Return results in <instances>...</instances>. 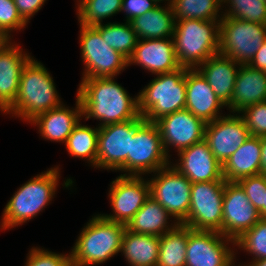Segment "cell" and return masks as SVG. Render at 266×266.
Wrapping results in <instances>:
<instances>
[{"label": "cell", "instance_id": "obj_21", "mask_svg": "<svg viewBox=\"0 0 266 266\" xmlns=\"http://www.w3.org/2000/svg\"><path fill=\"white\" fill-rule=\"evenodd\" d=\"M32 57L11 43L0 52V111L5 112L15 101L24 66Z\"/></svg>", "mask_w": 266, "mask_h": 266}, {"label": "cell", "instance_id": "obj_48", "mask_svg": "<svg viewBox=\"0 0 266 266\" xmlns=\"http://www.w3.org/2000/svg\"><path fill=\"white\" fill-rule=\"evenodd\" d=\"M217 2L220 4V5H223L227 2V0H217Z\"/></svg>", "mask_w": 266, "mask_h": 266}, {"label": "cell", "instance_id": "obj_8", "mask_svg": "<svg viewBox=\"0 0 266 266\" xmlns=\"http://www.w3.org/2000/svg\"><path fill=\"white\" fill-rule=\"evenodd\" d=\"M80 47L85 70L82 79L115 77L128 60L108 46L94 26L80 24Z\"/></svg>", "mask_w": 266, "mask_h": 266}, {"label": "cell", "instance_id": "obj_5", "mask_svg": "<svg viewBox=\"0 0 266 266\" xmlns=\"http://www.w3.org/2000/svg\"><path fill=\"white\" fill-rule=\"evenodd\" d=\"M220 21L178 20L173 33L179 65L196 69L219 50Z\"/></svg>", "mask_w": 266, "mask_h": 266}, {"label": "cell", "instance_id": "obj_16", "mask_svg": "<svg viewBox=\"0 0 266 266\" xmlns=\"http://www.w3.org/2000/svg\"><path fill=\"white\" fill-rule=\"evenodd\" d=\"M249 136V130L240 114H230L206 123L204 140L214 157L223 165Z\"/></svg>", "mask_w": 266, "mask_h": 266}, {"label": "cell", "instance_id": "obj_18", "mask_svg": "<svg viewBox=\"0 0 266 266\" xmlns=\"http://www.w3.org/2000/svg\"><path fill=\"white\" fill-rule=\"evenodd\" d=\"M179 163L173 164L191 183L225 181L222 164L214 157L208 143L203 140L178 152Z\"/></svg>", "mask_w": 266, "mask_h": 266}, {"label": "cell", "instance_id": "obj_22", "mask_svg": "<svg viewBox=\"0 0 266 266\" xmlns=\"http://www.w3.org/2000/svg\"><path fill=\"white\" fill-rule=\"evenodd\" d=\"M81 116L82 104L77 96L75 109L71 110L62 104L37 115L29 123L38 125L39 133L44 139L66 143L74 127L81 122Z\"/></svg>", "mask_w": 266, "mask_h": 266}, {"label": "cell", "instance_id": "obj_43", "mask_svg": "<svg viewBox=\"0 0 266 266\" xmlns=\"http://www.w3.org/2000/svg\"><path fill=\"white\" fill-rule=\"evenodd\" d=\"M261 174L266 175V136L261 137Z\"/></svg>", "mask_w": 266, "mask_h": 266}, {"label": "cell", "instance_id": "obj_32", "mask_svg": "<svg viewBox=\"0 0 266 266\" xmlns=\"http://www.w3.org/2000/svg\"><path fill=\"white\" fill-rule=\"evenodd\" d=\"M101 34L103 40L112 49L119 52L127 60L136 47L138 38L130 22L98 24L94 26Z\"/></svg>", "mask_w": 266, "mask_h": 266}, {"label": "cell", "instance_id": "obj_39", "mask_svg": "<svg viewBox=\"0 0 266 266\" xmlns=\"http://www.w3.org/2000/svg\"><path fill=\"white\" fill-rule=\"evenodd\" d=\"M27 22L21 17L13 0H0V28L7 34L25 28Z\"/></svg>", "mask_w": 266, "mask_h": 266}, {"label": "cell", "instance_id": "obj_4", "mask_svg": "<svg viewBox=\"0 0 266 266\" xmlns=\"http://www.w3.org/2000/svg\"><path fill=\"white\" fill-rule=\"evenodd\" d=\"M59 173L58 167H52L22 185L4 208L1 229L20 226L44 210L55 195Z\"/></svg>", "mask_w": 266, "mask_h": 266}, {"label": "cell", "instance_id": "obj_20", "mask_svg": "<svg viewBox=\"0 0 266 266\" xmlns=\"http://www.w3.org/2000/svg\"><path fill=\"white\" fill-rule=\"evenodd\" d=\"M224 106L202 74L197 69H187L185 109L209 123L222 117L220 109Z\"/></svg>", "mask_w": 266, "mask_h": 266}, {"label": "cell", "instance_id": "obj_41", "mask_svg": "<svg viewBox=\"0 0 266 266\" xmlns=\"http://www.w3.org/2000/svg\"><path fill=\"white\" fill-rule=\"evenodd\" d=\"M46 0H13L19 14L28 23L30 18L38 12Z\"/></svg>", "mask_w": 266, "mask_h": 266}, {"label": "cell", "instance_id": "obj_30", "mask_svg": "<svg viewBox=\"0 0 266 266\" xmlns=\"http://www.w3.org/2000/svg\"><path fill=\"white\" fill-rule=\"evenodd\" d=\"M98 134L99 126L92 128L78 123L65 143L67 152L71 156L87 159L97 168Z\"/></svg>", "mask_w": 266, "mask_h": 266}, {"label": "cell", "instance_id": "obj_42", "mask_svg": "<svg viewBox=\"0 0 266 266\" xmlns=\"http://www.w3.org/2000/svg\"><path fill=\"white\" fill-rule=\"evenodd\" d=\"M249 65L255 69L264 70L266 72V41L254 55Z\"/></svg>", "mask_w": 266, "mask_h": 266}, {"label": "cell", "instance_id": "obj_11", "mask_svg": "<svg viewBox=\"0 0 266 266\" xmlns=\"http://www.w3.org/2000/svg\"><path fill=\"white\" fill-rule=\"evenodd\" d=\"M154 174V178L147 180L150 196L181 224L188 217L190 210L191 181L172 164Z\"/></svg>", "mask_w": 266, "mask_h": 266}, {"label": "cell", "instance_id": "obj_7", "mask_svg": "<svg viewBox=\"0 0 266 266\" xmlns=\"http://www.w3.org/2000/svg\"><path fill=\"white\" fill-rule=\"evenodd\" d=\"M265 41L266 25L224 15L220 20L218 54L240 65H249Z\"/></svg>", "mask_w": 266, "mask_h": 266}, {"label": "cell", "instance_id": "obj_2", "mask_svg": "<svg viewBox=\"0 0 266 266\" xmlns=\"http://www.w3.org/2000/svg\"><path fill=\"white\" fill-rule=\"evenodd\" d=\"M62 104L52 76L41 62L32 57L22 71L17 97L4 113L30 122L37 115Z\"/></svg>", "mask_w": 266, "mask_h": 266}, {"label": "cell", "instance_id": "obj_15", "mask_svg": "<svg viewBox=\"0 0 266 266\" xmlns=\"http://www.w3.org/2000/svg\"><path fill=\"white\" fill-rule=\"evenodd\" d=\"M259 211L237 182L225 181L222 235L236 241L260 220Z\"/></svg>", "mask_w": 266, "mask_h": 266}, {"label": "cell", "instance_id": "obj_14", "mask_svg": "<svg viewBox=\"0 0 266 266\" xmlns=\"http://www.w3.org/2000/svg\"><path fill=\"white\" fill-rule=\"evenodd\" d=\"M150 197L148 181L141 176L120 175L111 182L109 200L114 214H102L113 222L127 225Z\"/></svg>", "mask_w": 266, "mask_h": 266}, {"label": "cell", "instance_id": "obj_38", "mask_svg": "<svg viewBox=\"0 0 266 266\" xmlns=\"http://www.w3.org/2000/svg\"><path fill=\"white\" fill-rule=\"evenodd\" d=\"M28 254L25 266H71L70 253L63 255L32 247Z\"/></svg>", "mask_w": 266, "mask_h": 266}, {"label": "cell", "instance_id": "obj_19", "mask_svg": "<svg viewBox=\"0 0 266 266\" xmlns=\"http://www.w3.org/2000/svg\"><path fill=\"white\" fill-rule=\"evenodd\" d=\"M133 63L155 75L170 73L181 68L177 61L173 37L138 39L128 59V66Z\"/></svg>", "mask_w": 266, "mask_h": 266}, {"label": "cell", "instance_id": "obj_45", "mask_svg": "<svg viewBox=\"0 0 266 266\" xmlns=\"http://www.w3.org/2000/svg\"><path fill=\"white\" fill-rule=\"evenodd\" d=\"M250 263L247 266H266V258H263V259H260V260H253Z\"/></svg>", "mask_w": 266, "mask_h": 266}, {"label": "cell", "instance_id": "obj_49", "mask_svg": "<svg viewBox=\"0 0 266 266\" xmlns=\"http://www.w3.org/2000/svg\"><path fill=\"white\" fill-rule=\"evenodd\" d=\"M234 263H235V262H233V263H232L230 266H233V265L235 266V264H234ZM238 266H240V265H238ZM241 266H242V265H241ZM244 266H247V265H244Z\"/></svg>", "mask_w": 266, "mask_h": 266}, {"label": "cell", "instance_id": "obj_40", "mask_svg": "<svg viewBox=\"0 0 266 266\" xmlns=\"http://www.w3.org/2000/svg\"><path fill=\"white\" fill-rule=\"evenodd\" d=\"M157 6L158 4L154 0H122L121 11L126 13V21L130 22Z\"/></svg>", "mask_w": 266, "mask_h": 266}, {"label": "cell", "instance_id": "obj_9", "mask_svg": "<svg viewBox=\"0 0 266 266\" xmlns=\"http://www.w3.org/2000/svg\"><path fill=\"white\" fill-rule=\"evenodd\" d=\"M224 187L225 181L192 183L190 210L181 224L222 234Z\"/></svg>", "mask_w": 266, "mask_h": 266}, {"label": "cell", "instance_id": "obj_46", "mask_svg": "<svg viewBox=\"0 0 266 266\" xmlns=\"http://www.w3.org/2000/svg\"><path fill=\"white\" fill-rule=\"evenodd\" d=\"M260 218L266 219V199H265V207L259 212Z\"/></svg>", "mask_w": 266, "mask_h": 266}, {"label": "cell", "instance_id": "obj_13", "mask_svg": "<svg viewBox=\"0 0 266 266\" xmlns=\"http://www.w3.org/2000/svg\"><path fill=\"white\" fill-rule=\"evenodd\" d=\"M235 241L216 231L189 228L185 266H230L235 251L228 244Z\"/></svg>", "mask_w": 266, "mask_h": 266}, {"label": "cell", "instance_id": "obj_1", "mask_svg": "<svg viewBox=\"0 0 266 266\" xmlns=\"http://www.w3.org/2000/svg\"><path fill=\"white\" fill-rule=\"evenodd\" d=\"M114 80V77L82 79L77 90L82 117L102 121L99 127L141 117L138 96L130 97L124 87Z\"/></svg>", "mask_w": 266, "mask_h": 266}, {"label": "cell", "instance_id": "obj_27", "mask_svg": "<svg viewBox=\"0 0 266 266\" xmlns=\"http://www.w3.org/2000/svg\"><path fill=\"white\" fill-rule=\"evenodd\" d=\"M175 19L171 6H157L130 21L138 39L172 38Z\"/></svg>", "mask_w": 266, "mask_h": 266}, {"label": "cell", "instance_id": "obj_34", "mask_svg": "<svg viewBox=\"0 0 266 266\" xmlns=\"http://www.w3.org/2000/svg\"><path fill=\"white\" fill-rule=\"evenodd\" d=\"M226 4L230 9L223 13L225 17L266 25V3L261 0H227Z\"/></svg>", "mask_w": 266, "mask_h": 266}, {"label": "cell", "instance_id": "obj_23", "mask_svg": "<svg viewBox=\"0 0 266 266\" xmlns=\"http://www.w3.org/2000/svg\"><path fill=\"white\" fill-rule=\"evenodd\" d=\"M240 66L232 58L217 54L208 58L196 69L202 74L220 101L227 107L231 104L235 80Z\"/></svg>", "mask_w": 266, "mask_h": 266}, {"label": "cell", "instance_id": "obj_6", "mask_svg": "<svg viewBox=\"0 0 266 266\" xmlns=\"http://www.w3.org/2000/svg\"><path fill=\"white\" fill-rule=\"evenodd\" d=\"M181 67L170 73L156 75L138 95V111L147 122L184 110L186 105V71Z\"/></svg>", "mask_w": 266, "mask_h": 266}, {"label": "cell", "instance_id": "obj_28", "mask_svg": "<svg viewBox=\"0 0 266 266\" xmlns=\"http://www.w3.org/2000/svg\"><path fill=\"white\" fill-rule=\"evenodd\" d=\"M160 251V237L125 230L121 251L131 266H156Z\"/></svg>", "mask_w": 266, "mask_h": 266}, {"label": "cell", "instance_id": "obj_36", "mask_svg": "<svg viewBox=\"0 0 266 266\" xmlns=\"http://www.w3.org/2000/svg\"><path fill=\"white\" fill-rule=\"evenodd\" d=\"M242 187L249 201L260 212L265 207L266 175L257 174L237 181Z\"/></svg>", "mask_w": 266, "mask_h": 266}, {"label": "cell", "instance_id": "obj_35", "mask_svg": "<svg viewBox=\"0 0 266 266\" xmlns=\"http://www.w3.org/2000/svg\"><path fill=\"white\" fill-rule=\"evenodd\" d=\"M235 246L249 252L253 260L266 258V219H260L235 241Z\"/></svg>", "mask_w": 266, "mask_h": 266}, {"label": "cell", "instance_id": "obj_25", "mask_svg": "<svg viewBox=\"0 0 266 266\" xmlns=\"http://www.w3.org/2000/svg\"><path fill=\"white\" fill-rule=\"evenodd\" d=\"M223 178L227 182L261 173V137L249 138L222 165Z\"/></svg>", "mask_w": 266, "mask_h": 266}, {"label": "cell", "instance_id": "obj_24", "mask_svg": "<svg viewBox=\"0 0 266 266\" xmlns=\"http://www.w3.org/2000/svg\"><path fill=\"white\" fill-rule=\"evenodd\" d=\"M264 101H266V72L250 65H241L236 76L231 104L228 106L231 113L238 114L244 108Z\"/></svg>", "mask_w": 266, "mask_h": 266}, {"label": "cell", "instance_id": "obj_10", "mask_svg": "<svg viewBox=\"0 0 266 266\" xmlns=\"http://www.w3.org/2000/svg\"><path fill=\"white\" fill-rule=\"evenodd\" d=\"M145 122L143 116L99 127L97 168L128 172V154L135 131Z\"/></svg>", "mask_w": 266, "mask_h": 266}, {"label": "cell", "instance_id": "obj_31", "mask_svg": "<svg viewBox=\"0 0 266 266\" xmlns=\"http://www.w3.org/2000/svg\"><path fill=\"white\" fill-rule=\"evenodd\" d=\"M170 6L175 21H220L223 18V15L218 14L222 5L217 0H172Z\"/></svg>", "mask_w": 266, "mask_h": 266}, {"label": "cell", "instance_id": "obj_3", "mask_svg": "<svg viewBox=\"0 0 266 266\" xmlns=\"http://www.w3.org/2000/svg\"><path fill=\"white\" fill-rule=\"evenodd\" d=\"M126 225L97 214L89 220L70 253L71 266L98 265L121 251Z\"/></svg>", "mask_w": 266, "mask_h": 266}, {"label": "cell", "instance_id": "obj_26", "mask_svg": "<svg viewBox=\"0 0 266 266\" xmlns=\"http://www.w3.org/2000/svg\"><path fill=\"white\" fill-rule=\"evenodd\" d=\"M170 216L165 208L150 196L128 222L126 229L137 234L160 237L179 225L178 222H175L176 220H174V224L169 225Z\"/></svg>", "mask_w": 266, "mask_h": 266}, {"label": "cell", "instance_id": "obj_37", "mask_svg": "<svg viewBox=\"0 0 266 266\" xmlns=\"http://www.w3.org/2000/svg\"><path fill=\"white\" fill-rule=\"evenodd\" d=\"M240 113L251 136H266V101L250 105Z\"/></svg>", "mask_w": 266, "mask_h": 266}, {"label": "cell", "instance_id": "obj_12", "mask_svg": "<svg viewBox=\"0 0 266 266\" xmlns=\"http://www.w3.org/2000/svg\"><path fill=\"white\" fill-rule=\"evenodd\" d=\"M169 158L163 147L159 127L154 122L145 121L131 140L127 175L154 173L168 166Z\"/></svg>", "mask_w": 266, "mask_h": 266}, {"label": "cell", "instance_id": "obj_33", "mask_svg": "<svg viewBox=\"0 0 266 266\" xmlns=\"http://www.w3.org/2000/svg\"><path fill=\"white\" fill-rule=\"evenodd\" d=\"M77 15L81 25L95 26L103 19L121 12L122 0H78Z\"/></svg>", "mask_w": 266, "mask_h": 266}, {"label": "cell", "instance_id": "obj_17", "mask_svg": "<svg viewBox=\"0 0 266 266\" xmlns=\"http://www.w3.org/2000/svg\"><path fill=\"white\" fill-rule=\"evenodd\" d=\"M159 127L163 147L169 156V147L177 152L204 140L206 123L189 110L165 115L155 122Z\"/></svg>", "mask_w": 266, "mask_h": 266}, {"label": "cell", "instance_id": "obj_29", "mask_svg": "<svg viewBox=\"0 0 266 266\" xmlns=\"http://www.w3.org/2000/svg\"><path fill=\"white\" fill-rule=\"evenodd\" d=\"M189 227L179 224L160 236V251L156 266H185Z\"/></svg>", "mask_w": 266, "mask_h": 266}, {"label": "cell", "instance_id": "obj_47", "mask_svg": "<svg viewBox=\"0 0 266 266\" xmlns=\"http://www.w3.org/2000/svg\"><path fill=\"white\" fill-rule=\"evenodd\" d=\"M154 1L159 5V3H160L161 1H165V0H154ZM166 1H169V2H168V5L170 6L171 3H172V0H166Z\"/></svg>", "mask_w": 266, "mask_h": 266}, {"label": "cell", "instance_id": "obj_44", "mask_svg": "<svg viewBox=\"0 0 266 266\" xmlns=\"http://www.w3.org/2000/svg\"><path fill=\"white\" fill-rule=\"evenodd\" d=\"M10 36L11 34H7L3 29L0 28V52L11 44Z\"/></svg>", "mask_w": 266, "mask_h": 266}]
</instances>
